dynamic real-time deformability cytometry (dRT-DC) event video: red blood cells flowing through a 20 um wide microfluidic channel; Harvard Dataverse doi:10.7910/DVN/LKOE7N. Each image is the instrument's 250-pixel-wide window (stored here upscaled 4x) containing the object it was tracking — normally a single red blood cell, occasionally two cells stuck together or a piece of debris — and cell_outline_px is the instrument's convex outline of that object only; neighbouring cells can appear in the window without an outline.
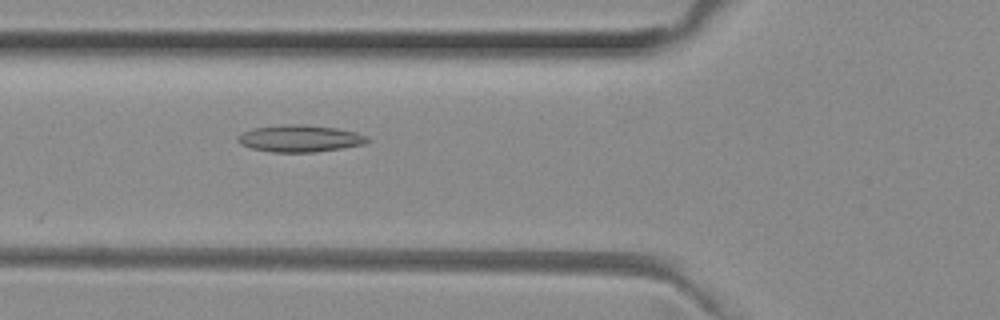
{"species": "common noctule bat (a hibernating species)", "species_latin": "Nyctalus noctula", "temperature_condition": "room temperature", "stored_images_in_passage": 31, "camera_frame_rate_fps": 3000, "um_per_image_px": 0.085, "animal": {"sex": "female", "body_mass_g": 29.2, "forearm_length_mm": 56.3}, "frame": {"image": 1, "passage_image": 15, "time_ms": 4.667, "image_size_px": [1000, 320], "cell_outline_px": [[368, 140], [364, 144], [340, 148], [312, 152], [272, 152], [252, 148], [240, 144], [236, 140], [236, 136], [252, 128], [292, 124], [296, 124], [336, 128], [356, 132], [368, 136]], "centroid_in_image_um": [25.46, 11.77], "position_along_channel_um": 100.3, "area_um2": 20.06}}
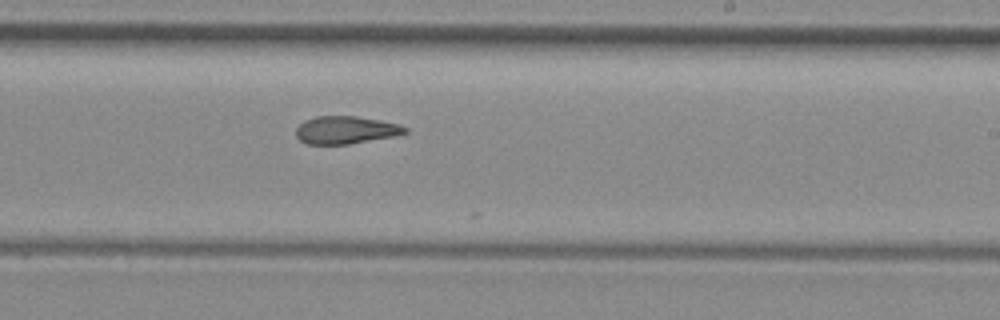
{"frame": {"image": 2, "passage_image": 27, "time_ms": 8.667, "image_size_px": [1000, 320], "cell_outline_px": [[408, 132], [392, 136], [348, 144], [308, 144], [300, 140], [296, 136], [296, 128], [304, 120], [316, 116], [356, 116], [380, 120], [400, 124], [408, 128]], "centroid_in_image_um": [29.38, 11.04], "position_along_channel_um": 259.6, "area_um2": 17.51}}
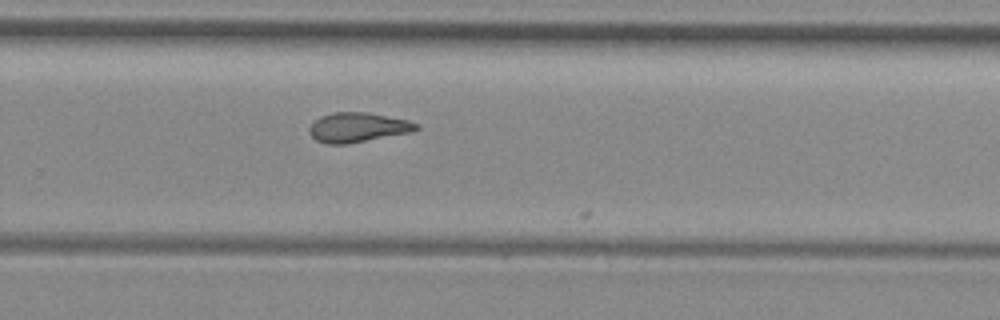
{"frame": {"image": 3, "passage_image": 30, "time_ms": 9.667, "image_size_px": [1000, 320], "cell_outline_px": [[420, 128], [412, 132], [348, 144], [328, 144], [316, 140], [308, 132], [308, 128], [320, 116], [332, 112], [368, 112], [408, 120], [420, 124]], "centroid_in_image_um": [30.43, 10.83], "position_along_channel_um": 299.4, "area_um2": 18.61}}